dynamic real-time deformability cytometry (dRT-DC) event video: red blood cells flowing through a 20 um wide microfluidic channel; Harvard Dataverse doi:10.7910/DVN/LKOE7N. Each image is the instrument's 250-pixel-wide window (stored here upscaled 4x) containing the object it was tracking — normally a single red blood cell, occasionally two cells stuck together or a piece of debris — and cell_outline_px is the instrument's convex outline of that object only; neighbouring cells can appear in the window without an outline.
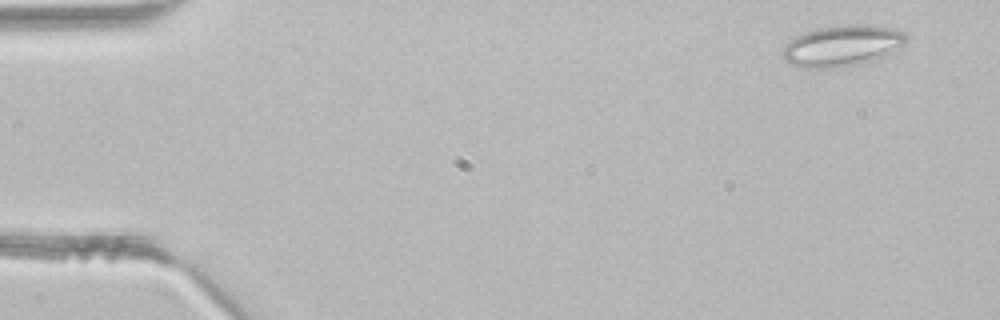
{"species": "common noctule bat (a hibernating species)", "species_latin": "Nyctalus noctula", "temperature_condition": "room temperature", "stored_images_in_passage": 4, "camera_frame_rate_fps": 3000, "um_per_image_px": 0.085, "animal": {"sex": "male", "body_mass_g": 21.5, "forearm_length_mm": 52.0}, "frame": {"image": 1, "passage_image": 1, "time_ms": 0.0, "image_size_px": [1000, 320], "cell_outline_px": [[908, 40], [904, 44], [888, 56], [880, 60], [832, 68], [800, 68], [784, 60], [784, 44], [788, 40], [808, 28], [848, 24], [880, 24], [904, 32], [908, 36]], "centroid_in_image_um": [71.62, 3.86], "position_along_channel_um": 13.4, "area_um2": 30.63}}